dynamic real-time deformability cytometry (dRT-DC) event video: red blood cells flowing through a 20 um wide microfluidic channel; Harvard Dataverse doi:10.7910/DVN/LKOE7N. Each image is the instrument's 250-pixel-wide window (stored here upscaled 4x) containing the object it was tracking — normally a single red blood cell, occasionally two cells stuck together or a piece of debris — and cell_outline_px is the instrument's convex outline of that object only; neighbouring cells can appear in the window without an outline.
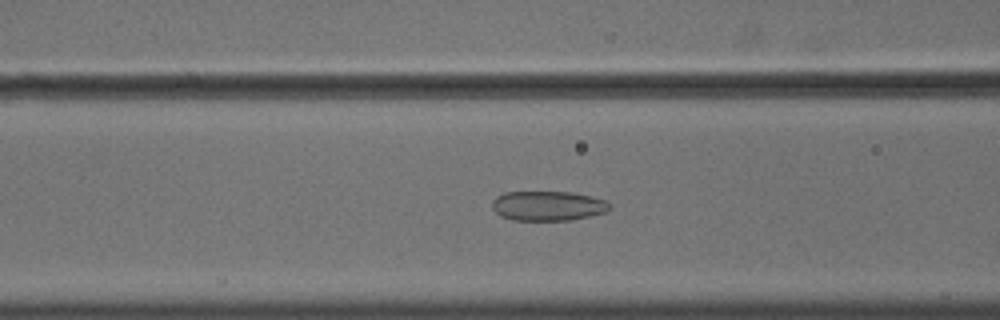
{"species": "common noctule bat (a hibernating species)", "species_latin": "Nyctalus noctula", "temperature_condition": "cold", "stored_images_in_passage": 48, "camera_frame_rate_fps": 3000, "um_per_image_px": 0.085, "animal": {"sex": "male", "body_mass_g": 18.8}, "frame": {"image": 1, "passage_image": 15, "time_ms": 4.667, "image_size_px": [1000, 320], "cell_outline_px": [[612, 208], [608, 212], [572, 220], [512, 220], [500, 216], [492, 208], [492, 200], [496, 196], [504, 192], [572, 192], [592, 196], [608, 200], [612, 204]], "centroid_in_image_um": [46.62, 17.49], "position_along_channel_um": 120.0, "area_um2": 20.75}}
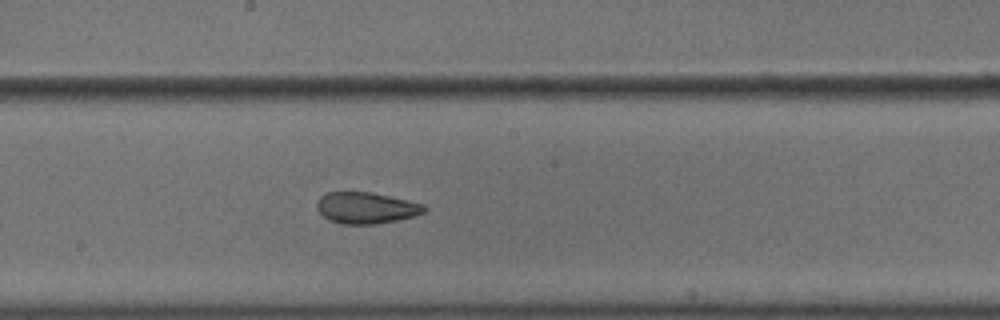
{"frame": {"image": 2, "passage_image": 23, "time_ms": 7.333, "image_size_px": [1000, 320], "cell_outline_px": [[428, 208], [424, 212], [412, 216], [396, 220], [372, 224], [340, 224], [328, 220], [316, 208], [316, 204], [320, 196], [328, 192], [372, 192], [424, 204]], "centroid_in_image_um": [31.09, 17.66], "position_along_channel_um": 217.1, "area_um2": 19.54}}
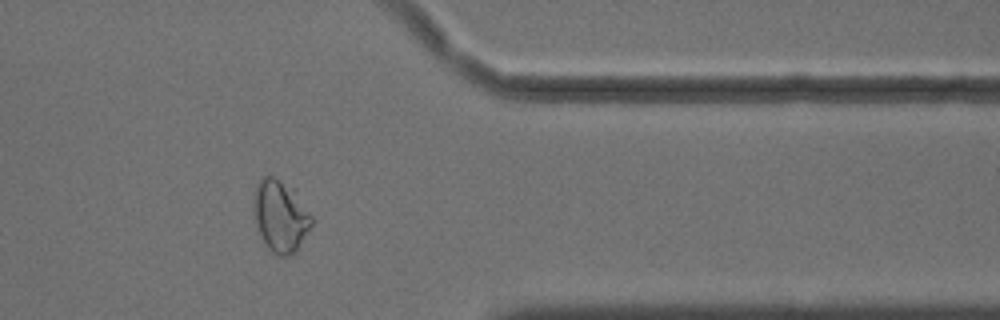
{"frame": {"image": 3, "passage_image": 38, "time_ms": 12.333, "image_size_px": [1000, 320], "cell_outline_px": [[312, 224], [296, 252], [292, 256], [280, 256], [272, 252], [268, 248], [256, 224], [256, 184], [260, 176], [272, 176], [296, 188], [312, 216]], "centroid_in_image_um": [23.9, 18.34], "position_along_channel_um": 387.5, "area_um2": 24.04}, "authors_computed_cell_mechanics": {"area_um2": 22.4553, "velocity_mm_per_s": 3.6277, "shape_relaxation_time_tau1_ms": null, "shape_relaxation_time_tau2_ms": 2.2393, "deformation_change_tau1": null, "deformation_change_tau2": 0.0798}}